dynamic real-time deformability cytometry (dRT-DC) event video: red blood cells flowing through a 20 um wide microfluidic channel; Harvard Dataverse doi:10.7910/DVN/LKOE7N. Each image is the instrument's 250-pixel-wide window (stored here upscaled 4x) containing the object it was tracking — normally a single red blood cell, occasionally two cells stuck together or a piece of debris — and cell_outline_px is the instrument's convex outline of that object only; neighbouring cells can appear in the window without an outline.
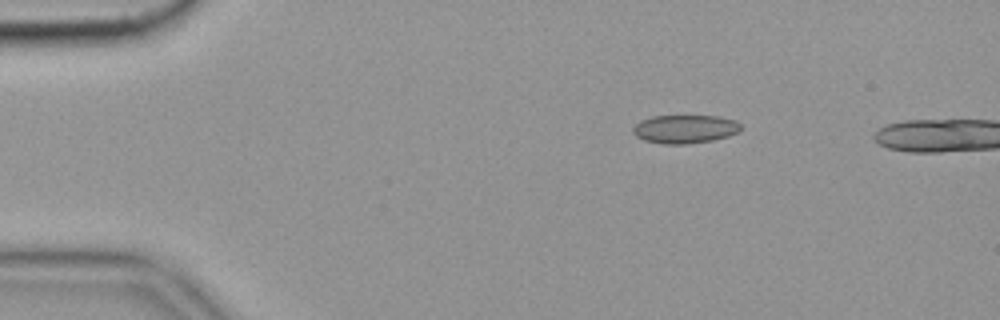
{"species": "common noctule bat (a hibernating species)", "species_latin": "Nyctalus noctula", "temperature_condition": "cold", "stored_images_in_passage": 6, "camera_frame_rate_fps": 3000, "um_per_image_px": 0.085, "animal": {"sex": "female", "body_mass_g": 19.9}, "frame": {"image": 1, "passage_image": 3, "time_ms": 0.667, "image_size_px": [1000, 320], "cell_outline_px": [[740, 132], [728, 136], [712, 140], [688, 144], [660, 144], [644, 140], [636, 136], [632, 132], [632, 128], [640, 120], [652, 116], [720, 116], [736, 120], [740, 124]], "centroid_in_image_um": [58.21, 10.97], "position_along_channel_um": 26.8, "area_um2": 18.03}}